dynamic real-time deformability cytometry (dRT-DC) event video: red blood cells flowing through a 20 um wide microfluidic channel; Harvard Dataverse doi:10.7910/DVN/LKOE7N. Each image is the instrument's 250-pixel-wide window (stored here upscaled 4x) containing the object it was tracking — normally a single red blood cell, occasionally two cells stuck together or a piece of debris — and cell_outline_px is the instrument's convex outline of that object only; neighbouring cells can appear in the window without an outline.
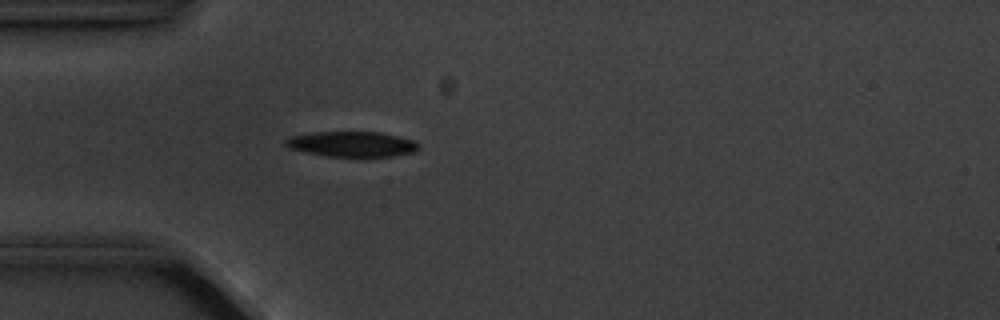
{"species": "common noctule bat (a hibernating species)", "species_latin": "Nyctalus noctula", "temperature_condition": "cold", "stored_images_in_passage": 5, "camera_frame_rate_fps": 3000, "um_per_image_px": 0.085, "animal": {"sex": "male", "body_mass_g": 20.1, "forearm_length_mm": 53.5}, "frame": {"image": 1, "passage_image": 5, "time_ms": 4.667, "image_size_px": [1000, 320], "cell_outline_px": [[420, 148], [416, 152], [392, 156], [328, 156], [304, 152], [288, 148], [284, 144], [284, 140], [288, 136], [312, 132], [380, 132], [416, 140], [420, 144]], "centroid_in_image_um": [29.92, 12.24], "position_along_channel_um": 55.1, "area_um2": 19.88}}